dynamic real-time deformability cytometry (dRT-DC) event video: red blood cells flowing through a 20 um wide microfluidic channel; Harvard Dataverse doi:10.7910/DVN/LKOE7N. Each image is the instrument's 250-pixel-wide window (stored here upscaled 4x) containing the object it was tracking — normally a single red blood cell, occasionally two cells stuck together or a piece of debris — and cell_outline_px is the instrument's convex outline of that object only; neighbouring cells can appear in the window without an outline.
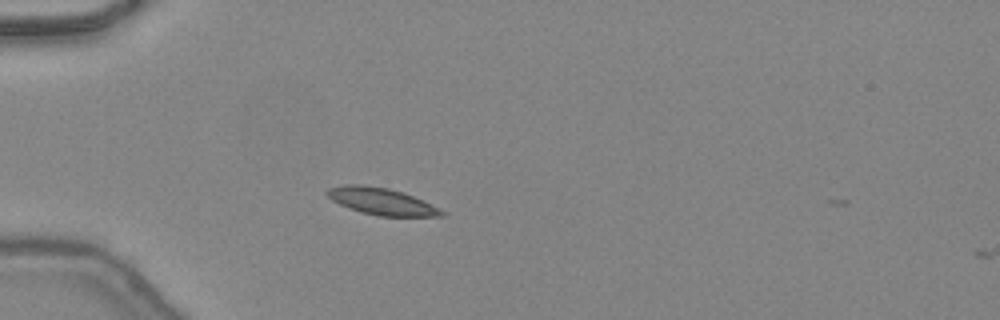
{"species": "common noctule bat (a hibernating species)", "species_latin": "Nyctalus noctula", "temperature_condition": "warm", "stored_images_in_passage": 3, "camera_frame_rate_fps": 3000, "um_per_image_px": 0.085, "animal": {"sex": "female", "body_mass_g": 24.6, "forearm_length_mm": 56.2}, "frame": {"image": 1, "passage_image": 1, "time_ms": 0.0, "image_size_px": [1000, 320], "cell_outline_px": [[444, 216], [376, 216], [360, 212], [348, 208], [332, 200], [324, 192], [328, 188], [344, 184], [364, 184], [388, 188], [404, 192], [444, 212]], "centroid_in_image_um": [32.33, 17.1], "position_along_channel_um": 52.7, "area_um2": 17.8}}